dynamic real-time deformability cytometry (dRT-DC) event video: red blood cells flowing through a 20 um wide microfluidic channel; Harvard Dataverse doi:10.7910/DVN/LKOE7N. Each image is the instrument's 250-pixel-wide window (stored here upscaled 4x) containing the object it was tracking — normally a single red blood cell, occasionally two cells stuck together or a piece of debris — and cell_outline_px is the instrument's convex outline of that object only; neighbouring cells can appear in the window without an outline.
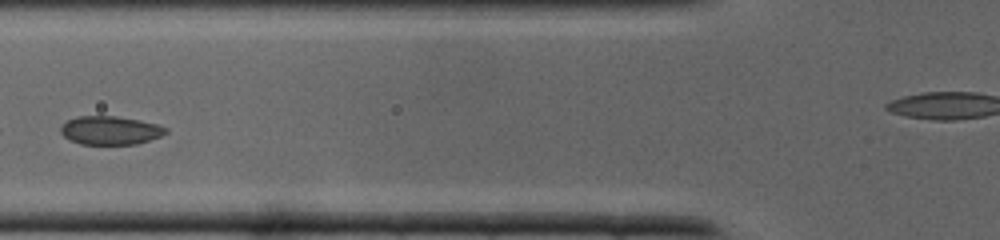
{"species": "common noctule bat (a hibernating species)", "species_latin": "Nyctalus noctula", "temperature_condition": "cold", "stored_images_in_passage": 33, "camera_frame_rate_fps": 3000, "um_per_image_px": 0.085, "animal": {"sex": "male", "body_mass_g": 19.0, "forearm_length_mm": 50.8}, "frame": {"image": 1, "passage_image": 10, "time_ms": 3.0, "image_size_px": [1000, 240], "cell_outline_px": [[168, 132], [160, 136], [136, 144], [80, 144], [64, 136], [60, 132], [60, 128], [68, 120], [76, 116], [116, 116], [140, 120], [156, 124], [168, 128]], "centroid_in_image_um": [9.38, 11.07], "position_along_channel_um": 116.4, "area_um2": 17.34}}
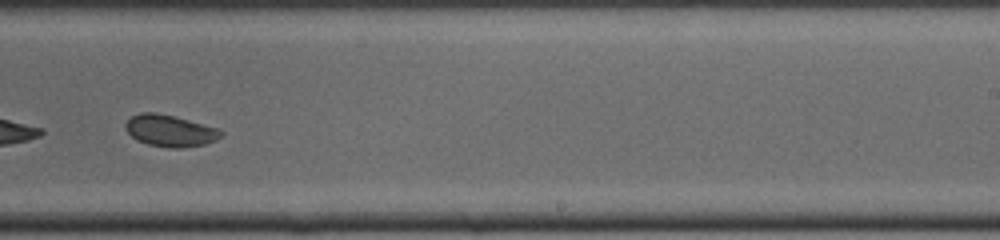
{"frame": {"image": 2, "passage_image": 19, "time_ms": 6.0, "image_size_px": [1000, 240], "cell_outline_px": [[224, 132], [216, 140], [204, 144], [180, 148], [168, 148], [148, 144], [136, 140], [124, 128], [124, 124], [132, 116], [140, 112], [156, 112], [176, 116], [220, 128]], "centroid_in_image_um": [14.46, 11.1], "position_along_channel_um": 274.5, "area_um2": 17.86}}